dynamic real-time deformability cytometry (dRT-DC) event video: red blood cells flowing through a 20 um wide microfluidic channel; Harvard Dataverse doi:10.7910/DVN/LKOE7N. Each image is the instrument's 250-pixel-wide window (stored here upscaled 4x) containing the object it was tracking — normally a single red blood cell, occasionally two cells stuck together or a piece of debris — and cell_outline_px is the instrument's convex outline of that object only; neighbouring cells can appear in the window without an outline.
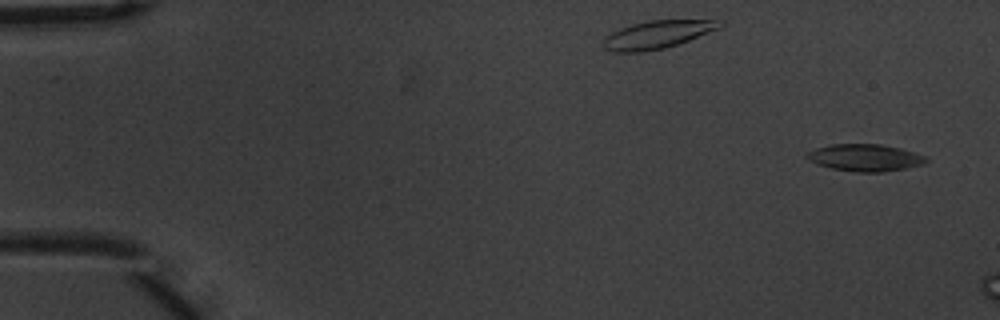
{"species": "common noctule bat (a hibernating species)", "species_latin": "Nyctalus noctula", "temperature_condition": "warm", "stored_images_in_passage": 3, "camera_frame_rate_fps": 3000, "um_per_image_px": 0.085, "animal": {"sex": "male", "body_mass_g": 20.1, "forearm_length_mm": 53.5}, "frame": {"image": 1, "passage_image": 1, "time_ms": 0.0, "image_size_px": [1000, 320], "cell_outline_px": [[928, 160], [924, 164], [884, 172], [856, 172], [832, 168], [816, 164], [808, 160], [804, 156], [808, 152], [816, 148], [832, 144], [880, 144], [900, 148], [928, 156]], "centroid_in_image_um": [73.53, 13.4], "position_along_channel_um": 11.5, "area_um2": 18.84}}